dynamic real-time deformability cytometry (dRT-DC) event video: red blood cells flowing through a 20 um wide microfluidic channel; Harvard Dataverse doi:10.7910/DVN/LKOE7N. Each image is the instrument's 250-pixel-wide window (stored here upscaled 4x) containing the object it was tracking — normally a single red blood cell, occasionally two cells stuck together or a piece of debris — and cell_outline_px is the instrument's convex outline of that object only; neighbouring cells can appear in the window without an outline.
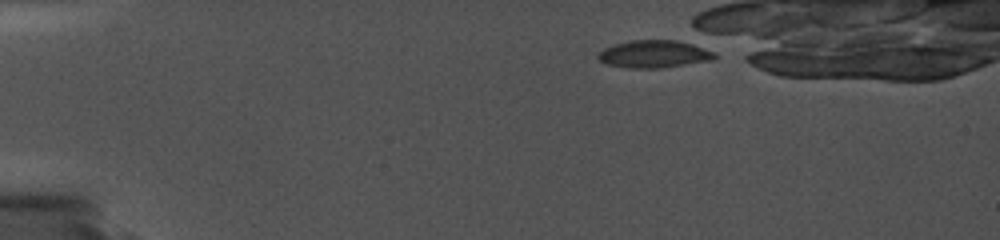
{"species": "common noctule bat (a hibernating species)", "species_latin": "Nyctalus noctula", "temperature_condition": "cold", "stored_images_in_passage": 25, "camera_frame_rate_fps": 5000, "um_per_image_px": 0.085, "animal": {"sex": "female", "body_mass_g": 19.0, "forearm_length_mm": 56.7}, "frame": {"image": 1, "passage_image": 1, "time_ms": 0.0, "image_size_px": [1000, 240], "cell_outline_px": [[720, 56], [716, 60], [660, 68], [628, 68], [608, 64], [600, 60], [596, 56], [604, 48], [616, 44], [632, 40], [692, 40]], "centroid_in_image_um": [55.74, 4.58], "position_along_channel_um": 29.3, "area_um2": 19.19}}
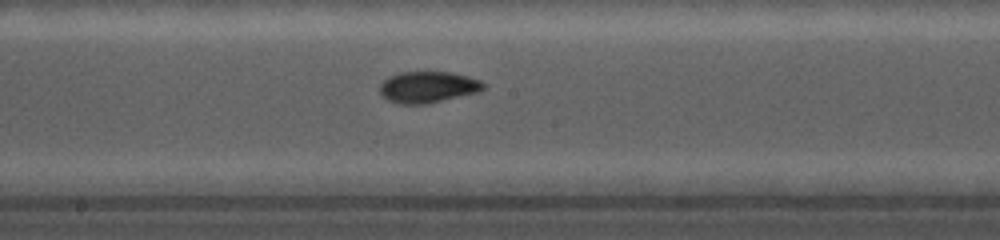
{"frame": {"image": 2, "passage_image": 15, "time_ms": 7.2, "image_size_px": [1000, 240], "cell_outline_px": [[484, 88], [480, 92], [428, 104], [400, 104], [388, 100], [380, 92], [380, 84], [388, 76], [400, 72], [448, 72], [468, 76], [480, 80], [484, 84]], "centroid_in_image_um": [36.38, 7.41], "position_along_channel_um": 211.8, "area_um2": 19.02}}
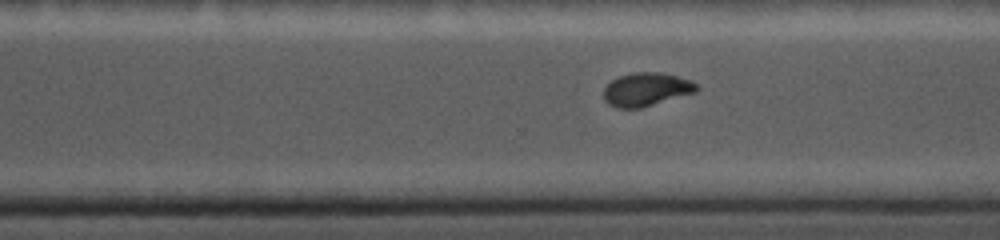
{"frame": {"image": 3, "passage_image": 21, "time_ms": 10.0, "image_size_px": [1000, 240], "cell_outline_px": [[700, 88], [696, 92], [640, 108], [616, 108], [608, 104], [604, 100], [604, 88], [612, 80], [620, 76], [636, 72], [660, 72], [676, 76], [688, 80], [696, 84]], "centroid_in_image_um": [54.92, 7.61], "position_along_channel_um": 315.7, "area_um2": 17.92}}